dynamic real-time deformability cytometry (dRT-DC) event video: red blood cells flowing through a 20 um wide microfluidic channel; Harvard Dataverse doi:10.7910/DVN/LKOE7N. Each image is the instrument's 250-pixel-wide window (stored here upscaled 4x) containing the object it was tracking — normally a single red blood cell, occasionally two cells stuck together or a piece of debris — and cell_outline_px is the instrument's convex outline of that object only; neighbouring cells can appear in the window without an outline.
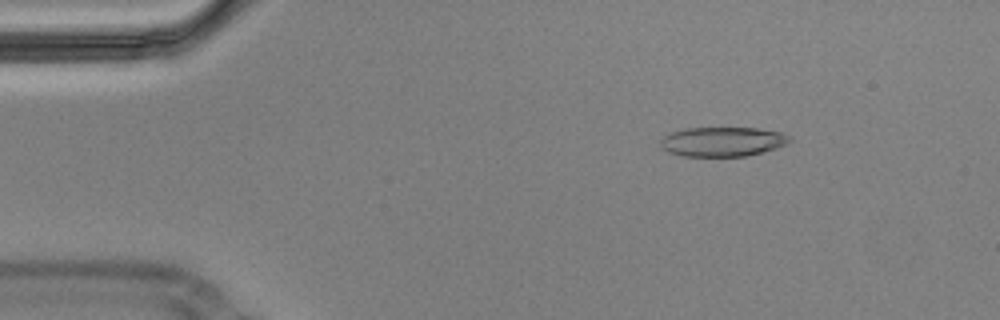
{"species": "Egyptian fruit bat (a non-hibernating species)", "species_latin": "Rousettus aegyptiacus", "temperature_condition": "cold", "stored_images_in_passage": 13, "camera_frame_rate_fps": 3000, "um_per_image_px": 0.085, "animal": {"sex": "male"}, "frame": {"image": 1, "passage_image": 8, "time_ms": 2.333, "image_size_px": [1000, 320], "cell_outline_px": [[792, 140], [788, 144], [764, 152], [748, 156], [684, 156], [668, 152], [660, 148], [660, 140], [664, 136], [672, 132], [684, 128], [756, 128], [780, 132], [792, 136]], "centroid_in_image_um": [61.44, 12.04], "position_along_channel_um": 23.6, "area_um2": 22.43}}